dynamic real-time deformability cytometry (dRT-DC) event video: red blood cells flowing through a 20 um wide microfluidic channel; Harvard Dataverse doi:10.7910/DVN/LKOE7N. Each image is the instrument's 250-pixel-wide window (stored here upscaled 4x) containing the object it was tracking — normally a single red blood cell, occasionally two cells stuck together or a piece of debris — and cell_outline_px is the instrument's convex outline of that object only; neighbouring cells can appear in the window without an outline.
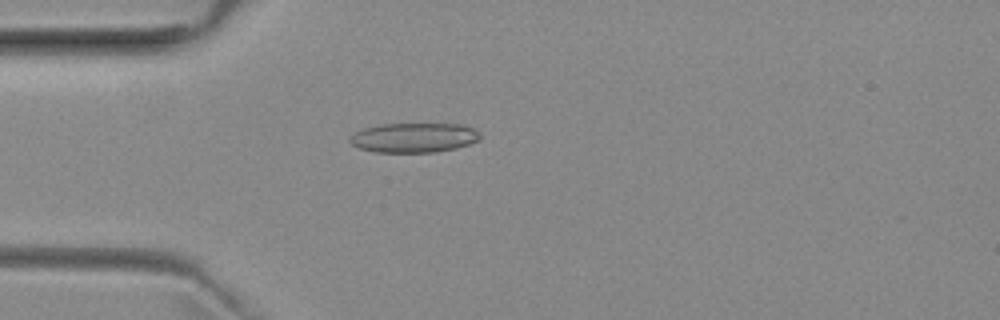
{"species": "common noctule bat (a hibernating species)", "species_latin": "Nyctalus noctula", "temperature_condition": "room temperature", "stored_images_in_passage": 45, "camera_frame_rate_fps": 3000, "um_per_image_px": 0.085, "animal": {"sex": "female", "body_mass_g": 29.2, "forearm_length_mm": 56.3}, "frame": {"image": 1, "passage_image": 7, "time_ms": 2.0, "image_size_px": [1000, 320], "cell_outline_px": [[480, 136], [476, 140], [468, 144], [456, 148], [436, 152], [376, 152], [360, 148], [352, 144], [348, 140], [356, 132], [364, 128], [384, 124], [464, 124], [480, 132]], "centroid_in_image_um": [35.2, 11.7], "position_along_channel_um": 49.8, "area_um2": 22.25}}
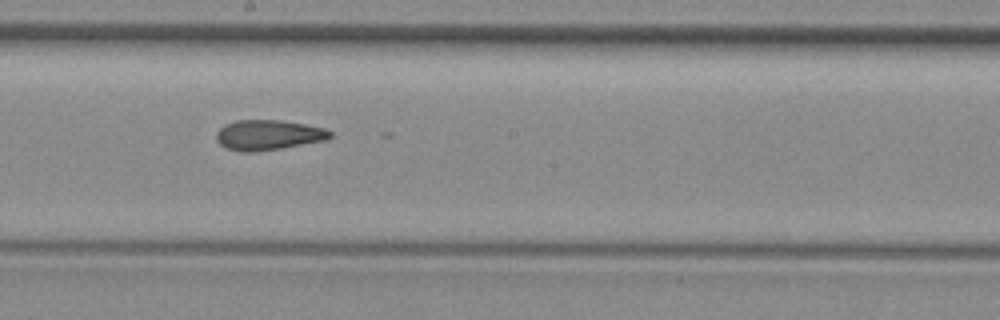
{"frame": {"image": 2, "passage_image": 21, "time_ms": 6.667, "image_size_px": [1000, 320], "cell_outline_px": [[332, 136], [328, 140], [256, 152], [240, 152], [228, 148], [220, 144], [216, 140], [216, 132], [224, 124], [236, 120], [280, 120], [304, 124], [324, 128], [332, 132]], "centroid_in_image_um": [22.8, 11.47], "position_along_channel_um": 225.4, "area_um2": 20.06}}
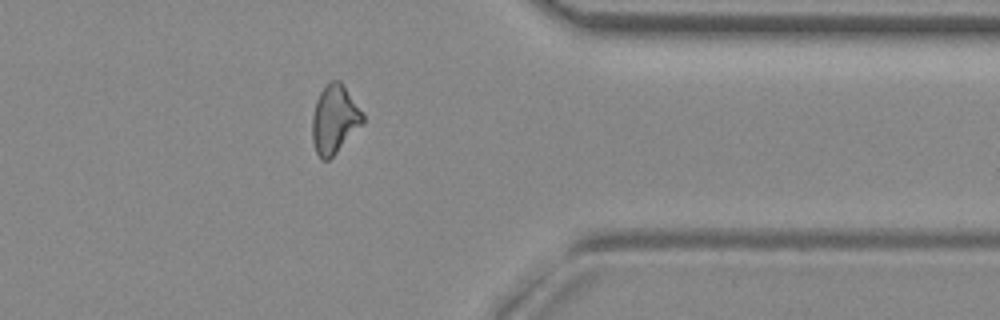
{"frame": {"image": 3, "passage_image": 34, "time_ms": 11.0, "image_size_px": [1000, 320], "cell_outline_px": [[364, 120], [336, 152], [328, 160], [320, 160], [316, 152], [312, 140], [312, 116], [316, 100], [324, 84], [332, 80], [340, 80], [364, 112]], "centroid_in_image_um": [28.41, 10.1], "position_along_channel_um": 383.0, "area_um2": 20.06}, "authors_computed_cell_mechanics": {"area_um2": 20.0566, "velocity_mm_per_s": 3.9668, "shape_relaxation_time_tau1_ms": null, "shape_relaxation_time_tau2_ms": 3.9873, "deformation_change_tau1": null, "deformation_change_tau2": 0.1215}}